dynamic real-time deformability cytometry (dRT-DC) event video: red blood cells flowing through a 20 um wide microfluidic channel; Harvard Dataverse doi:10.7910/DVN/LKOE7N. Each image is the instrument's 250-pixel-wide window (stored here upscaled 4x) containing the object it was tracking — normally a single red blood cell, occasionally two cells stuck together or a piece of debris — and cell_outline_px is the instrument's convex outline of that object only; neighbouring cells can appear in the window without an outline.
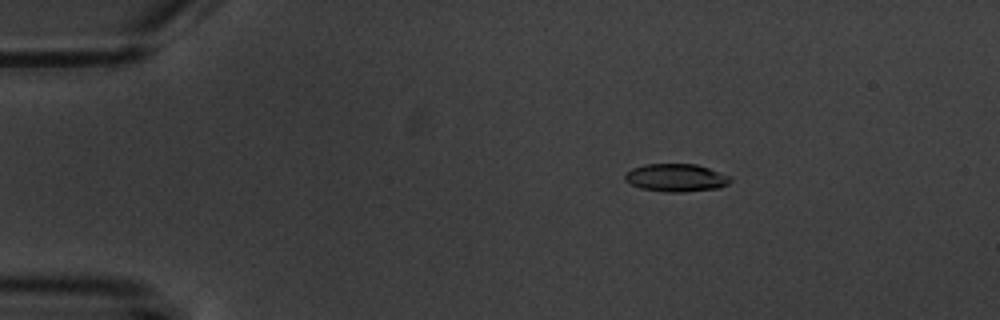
{"species": "common noctule bat (a hibernating species)", "species_latin": "Nyctalus noctula", "temperature_condition": "warm", "stored_images_in_passage": 4, "camera_frame_rate_fps": 3000, "um_per_image_px": 0.085, "animal": {"sex": "male", "body_mass_g": 20.1, "forearm_length_mm": 53.5}, "frame": {"image": 1, "passage_image": 2, "time_ms": 2.333, "image_size_px": [1000, 320], "cell_outline_px": [[732, 180], [728, 184], [720, 188], [684, 192], [668, 192], [640, 188], [624, 180], [624, 176], [632, 168], [644, 164], [696, 164], [732, 176]], "centroid_in_image_um": [57.5, 15.11], "position_along_channel_um": 27.5, "area_um2": 17.17}}